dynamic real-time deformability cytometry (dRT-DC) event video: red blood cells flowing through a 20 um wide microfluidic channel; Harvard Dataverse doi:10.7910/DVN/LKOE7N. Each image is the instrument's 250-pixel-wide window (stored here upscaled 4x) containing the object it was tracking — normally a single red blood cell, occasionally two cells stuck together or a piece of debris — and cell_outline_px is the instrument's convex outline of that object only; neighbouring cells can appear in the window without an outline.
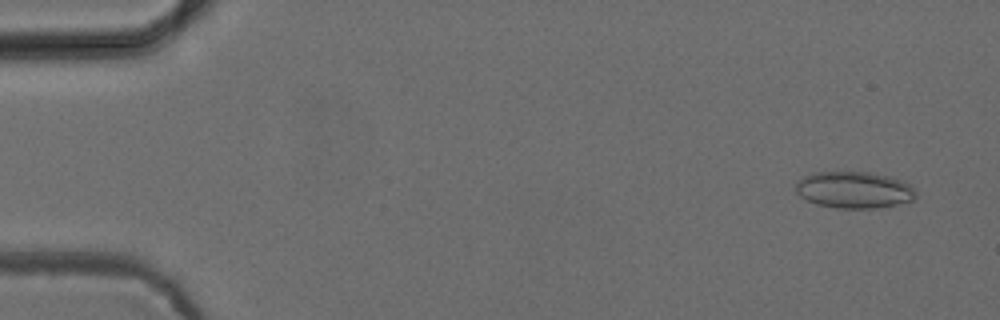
{"species": "common noctule bat (a hibernating species)", "species_latin": "Nyctalus noctula", "temperature_condition": "cold", "stored_images_in_passage": 12, "camera_frame_rate_fps": 3000, "um_per_image_px": 0.085, "animal": {"sex": "female", "body_mass_g": 24.6, "forearm_length_mm": 56.2}, "frame": {"image": 1, "passage_image": 3, "time_ms": 0.667, "image_size_px": [1000, 320], "cell_outline_px": [[916, 200], [876, 208], [836, 208], [816, 204], [800, 196], [796, 192], [796, 180], [812, 172], [868, 172], [888, 176], [900, 180], [908, 184], [916, 192]], "centroid_in_image_um": [72.57, 16.14], "position_along_channel_um": 12.4, "area_um2": 25.66}}